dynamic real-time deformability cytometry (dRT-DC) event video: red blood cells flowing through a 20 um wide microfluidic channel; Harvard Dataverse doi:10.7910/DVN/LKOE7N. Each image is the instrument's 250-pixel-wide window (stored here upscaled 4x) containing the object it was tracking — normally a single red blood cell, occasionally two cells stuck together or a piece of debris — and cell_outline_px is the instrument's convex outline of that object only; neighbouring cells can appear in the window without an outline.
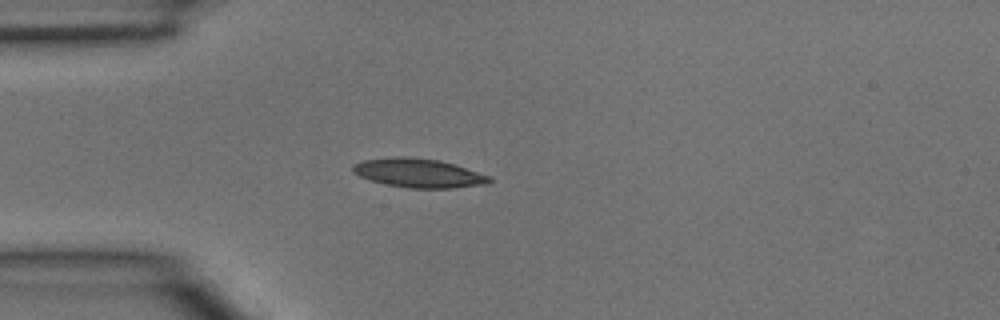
{"species": "common noctule bat (a hibernating species)", "species_latin": "Nyctalus noctula", "temperature_condition": "room temperature", "stored_images_in_passage": 1, "camera_frame_rate_fps": 3000, "um_per_image_px": 0.085, "animal": {"sex": "male", "body_mass_g": 15.6}, "frame": {"image": 1, "passage_image": 1, "time_ms": 0.0, "image_size_px": [1000, 320], "cell_outline_px": [[492, 180], [488, 184], [452, 188], [408, 188], [384, 184], [360, 176], [352, 172], [352, 164], [360, 160], [400, 156], [404, 156], [440, 160], [492, 176]], "centroid_in_image_um": [35.58, 14.71], "position_along_channel_um": 49.4, "area_um2": 23.18}}